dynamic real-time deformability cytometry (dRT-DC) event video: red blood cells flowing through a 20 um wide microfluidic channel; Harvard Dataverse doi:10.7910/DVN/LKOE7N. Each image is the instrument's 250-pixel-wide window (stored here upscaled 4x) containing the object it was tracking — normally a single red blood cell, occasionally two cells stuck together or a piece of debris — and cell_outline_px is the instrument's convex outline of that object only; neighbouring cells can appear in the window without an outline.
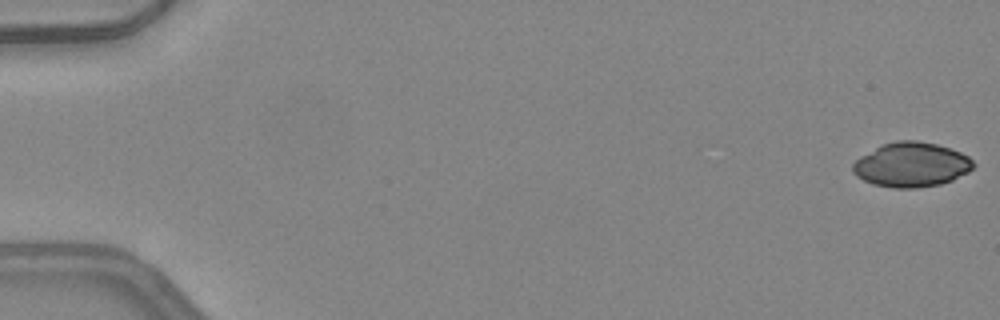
{"species": "common noctule bat (a hibernating species)", "species_latin": "Nyctalus noctula", "temperature_condition": "warm", "stored_images_in_passage": 50, "camera_frame_rate_fps": 3000, "um_per_image_px": 0.085, "animal": {"sex": "female", "body_mass_g": 24.6, "forearm_length_mm": 56.2}, "frame": {"image": 1, "passage_image": 1, "time_ms": 0.0, "image_size_px": [1000, 320], "cell_outline_px": [[976, 164], [968, 172], [952, 180], [940, 184], [916, 188], [892, 188], [872, 184], [856, 176], [852, 172], [852, 164], [860, 156], [880, 144], [896, 140], [916, 140], [936, 144], [960, 152], [968, 156]], "centroid_in_image_um": [77.43, 14.0], "position_along_channel_um": 7.6, "area_um2": 31.5}}